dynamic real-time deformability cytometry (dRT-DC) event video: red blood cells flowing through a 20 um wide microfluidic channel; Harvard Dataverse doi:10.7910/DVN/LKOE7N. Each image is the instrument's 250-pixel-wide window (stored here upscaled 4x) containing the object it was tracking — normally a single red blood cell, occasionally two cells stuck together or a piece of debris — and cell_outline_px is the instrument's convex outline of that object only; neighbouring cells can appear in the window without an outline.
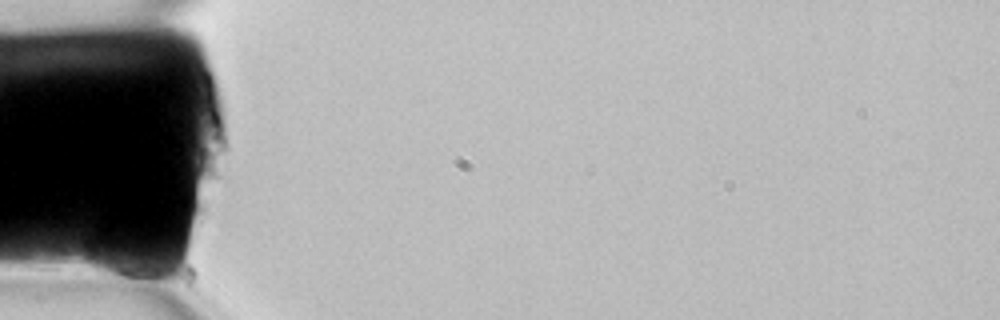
{"species": "common noctule bat (a hibernating species)", "species_latin": "Nyctalus noctula", "temperature_condition": "room temperature", "stored_images_in_passage": 3, "camera_frame_rate_fps": 3000, "um_per_image_px": 0.085, "animal": {"sex": "female", "body_mass_g": 22.7, "forearm_length_mm": 54.2}, "frame": {"image": 1, "passage_image": 1, "time_ms": 0.0, "image_size_px": [1000, 320], "cell_outline_px": [[156, 272], [144, 288], [92, 272], [88, 268], [84, 260], [92, 236], [100, 228], [140, 256]], "centroid_in_image_um": [9.93, 22.16], "position_along_channel_um": 75.1, "area_um2": 16.7}}